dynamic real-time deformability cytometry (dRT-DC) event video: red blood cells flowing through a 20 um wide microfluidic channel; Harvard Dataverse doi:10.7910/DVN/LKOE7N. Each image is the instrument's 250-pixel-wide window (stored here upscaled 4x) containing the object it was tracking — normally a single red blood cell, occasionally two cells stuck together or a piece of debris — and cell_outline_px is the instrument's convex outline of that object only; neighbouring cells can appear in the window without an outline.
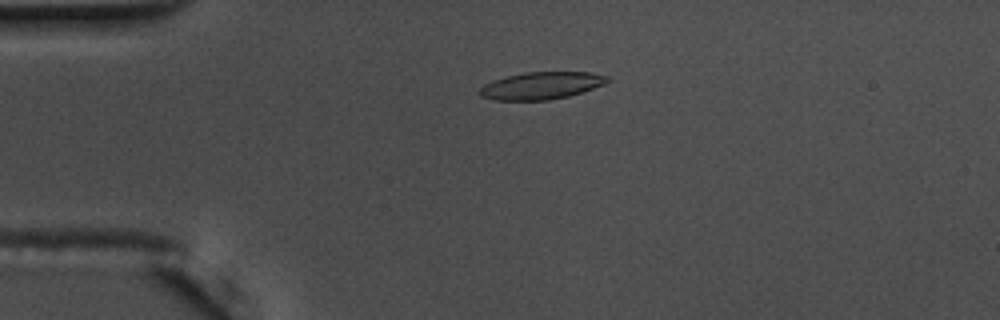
{"species": "common noctule bat (a hibernating species)", "species_latin": "Nyctalus noctula", "temperature_condition": "warm", "stored_images_in_passage": 45, "camera_frame_rate_fps": 3000, "um_per_image_px": 0.085, "animal": {"sex": "male", "body_mass_g": 17.5, "forearm_length_mm": 52.3}, "frame": {"image": 1, "passage_image": 2, "time_ms": 0.333, "image_size_px": [1000, 320], "cell_outline_px": [[612, 80], [604, 84], [568, 96], [548, 100], [492, 100], [480, 96], [480, 88], [484, 84], [492, 80], [504, 76], [524, 72], [588, 72], [608, 76]], "centroid_in_image_um": [45.98, 7.27], "position_along_channel_um": 39.0, "area_um2": 20.35}}
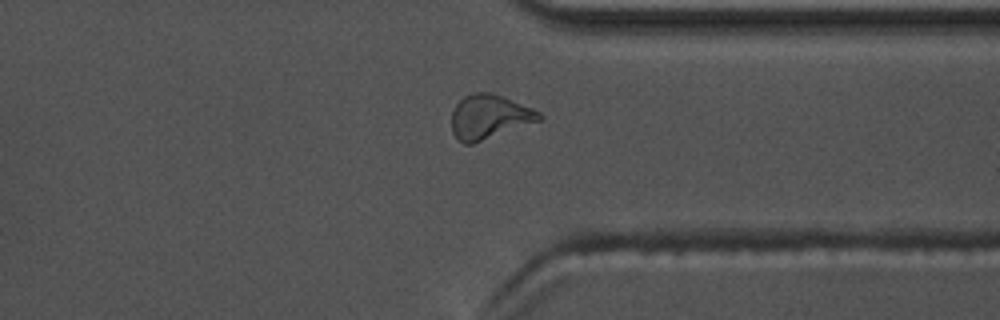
{"frame": {"image": 2, "passage_image": 32, "time_ms": 10.333, "image_size_px": [1000, 320], "cell_outline_px": [[544, 116], [540, 120], [472, 144], [464, 144], [452, 132], [452, 112], [456, 104], [464, 96], [476, 92], [492, 92], [532, 108], [540, 112]], "centroid_in_image_um": [41.58, 9.92], "position_along_channel_um": 369.8, "area_um2": 22.31}}
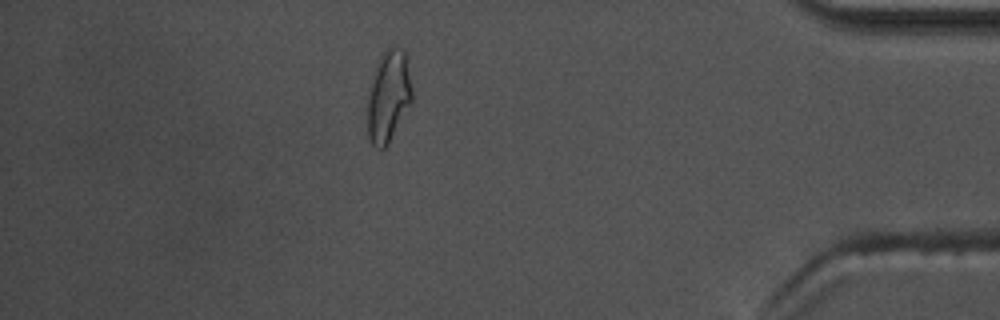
{"frame": {"image": 3, "passage_image": 38, "time_ms": 12.333, "image_size_px": [1000, 320], "cell_outline_px": [[412, 104], [388, 144], [384, 148], [376, 148], [372, 144], [368, 136], [368, 88], [380, 52], [388, 44], [404, 52], [412, 92]], "centroid_in_image_um": [33.0, 8.17], "position_along_channel_um": 402.2, "area_um2": 23.99}, "authors_computed_cell_mechanics": {"area_um2": 20.808, "velocity_mm_per_s": 3.6372, "shape_relaxation_time_tau1_ms": 4.1501, "shape_relaxation_time_tau2_ms": 2.0321, "deformation_change_tau1": 0.1649, "deformation_change_tau2": 0.1022}}